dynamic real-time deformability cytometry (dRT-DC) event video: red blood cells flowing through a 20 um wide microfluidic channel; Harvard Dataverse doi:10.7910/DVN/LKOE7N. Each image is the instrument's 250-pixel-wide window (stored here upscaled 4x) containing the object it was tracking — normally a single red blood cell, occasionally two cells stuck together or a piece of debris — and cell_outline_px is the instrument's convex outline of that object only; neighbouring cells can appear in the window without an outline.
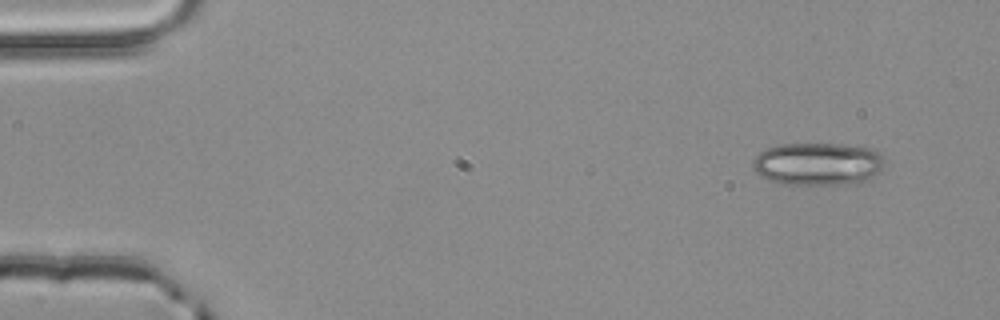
{"species": "common noctule bat (a hibernating species)", "species_latin": "Nyctalus noctula", "temperature_condition": "room temperature", "stored_images_in_passage": 3, "camera_frame_rate_fps": 3000, "um_per_image_px": 0.085, "animal": {"sex": "male", "body_mass_g": 20.4}, "frame": {"image": 1, "passage_image": 1, "time_ms": 0.0, "image_size_px": [1000, 320], "cell_outline_px": [[884, 164], [880, 172], [856, 184], [784, 184], [772, 180], [756, 172], [752, 168], [752, 160], [764, 148], [780, 144], [840, 144], [872, 148], [884, 160]], "centroid_in_image_um": [69.5, 13.92], "position_along_channel_um": 15.5, "area_um2": 32.71}}